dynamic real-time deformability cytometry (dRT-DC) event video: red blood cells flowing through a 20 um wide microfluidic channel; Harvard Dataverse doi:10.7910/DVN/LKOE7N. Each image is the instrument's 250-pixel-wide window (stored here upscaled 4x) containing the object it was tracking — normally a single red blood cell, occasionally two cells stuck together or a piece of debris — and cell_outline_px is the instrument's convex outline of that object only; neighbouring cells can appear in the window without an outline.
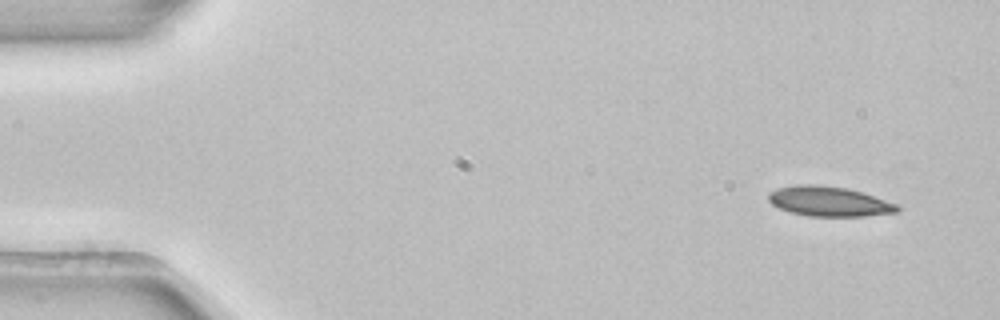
{"species": "common noctule bat (a hibernating species)", "species_latin": "Nyctalus noctula", "temperature_condition": "room temperature", "stored_images_in_passage": 4, "camera_frame_rate_fps": 3000, "um_per_image_px": 0.085, "animal": {"sex": "female", "body_mass_g": 22.7, "forearm_length_mm": 54.2}, "frame": {"image": 1, "passage_image": 1, "time_ms": 0.0, "image_size_px": [1000, 320], "cell_outline_px": [[900, 212], [864, 216], [808, 216], [792, 212], [780, 208], [772, 204], [768, 200], [768, 192], [780, 188], [796, 184], [816, 184], [848, 188], [900, 204]], "centroid_in_image_um": [70.51, 17.11], "position_along_channel_um": 14.5, "area_um2": 22.54}}
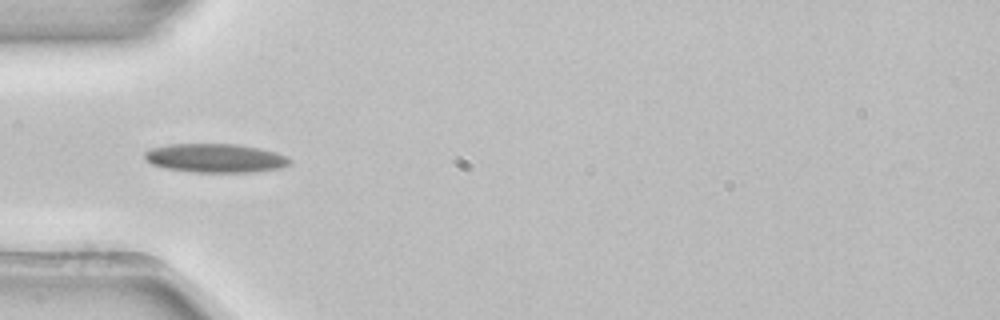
{"frame": {"image": 2, "passage_image": 4, "time_ms": 1.0, "image_size_px": [1000, 320], "cell_outline_px": [[292, 164], [280, 168], [252, 172], [192, 172], [164, 168], [152, 164], [144, 156], [144, 152], [152, 148], [168, 144], [236, 144], [260, 148], [276, 152], [288, 156], [292, 160]], "centroid_in_image_um": [18.35, 13.44], "position_along_channel_um": 66.7, "area_um2": 24.51}}